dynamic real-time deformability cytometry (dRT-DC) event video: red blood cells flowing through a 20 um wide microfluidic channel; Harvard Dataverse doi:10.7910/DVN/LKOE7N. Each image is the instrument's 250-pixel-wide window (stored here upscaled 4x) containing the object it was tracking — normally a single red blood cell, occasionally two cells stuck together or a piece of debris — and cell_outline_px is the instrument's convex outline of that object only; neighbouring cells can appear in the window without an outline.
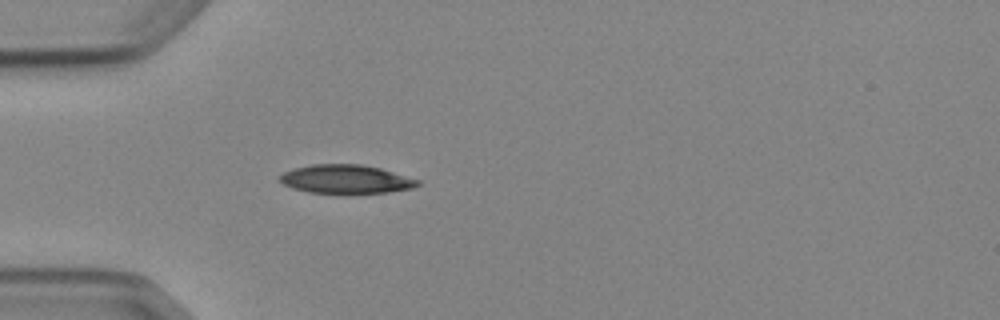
{"species": "Egyptian fruit bat (a non-hibernating species)", "species_latin": "Rousettus aegyptiacus", "temperature_condition": "cold", "stored_images_in_passage": 4, "camera_frame_rate_fps": 3000, "um_per_image_px": 0.085, "animal": {"sex": "female"}, "frame": {"image": 1, "passage_image": 4, "time_ms": 3.333, "image_size_px": [1000, 320], "cell_outline_px": [[420, 184], [412, 188], [388, 192], [308, 192], [292, 188], [284, 184], [280, 180], [280, 176], [284, 172], [296, 168], [312, 164], [360, 164], [380, 168], [420, 180]], "centroid_in_image_um": [29.42, 15.21], "position_along_channel_um": 55.6, "area_um2": 22.54}}